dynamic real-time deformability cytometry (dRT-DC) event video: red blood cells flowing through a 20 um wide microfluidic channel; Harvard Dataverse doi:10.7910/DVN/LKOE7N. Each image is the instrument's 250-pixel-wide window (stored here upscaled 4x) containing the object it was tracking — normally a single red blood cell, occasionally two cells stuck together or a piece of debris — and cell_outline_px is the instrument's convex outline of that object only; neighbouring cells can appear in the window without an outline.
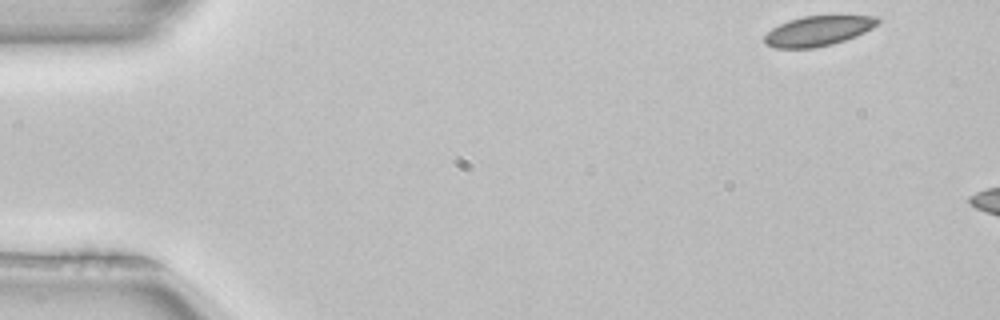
{"species": "common noctule bat (a hibernating species)", "species_latin": "Nyctalus noctula", "temperature_condition": "room temperature", "stored_images_in_passage": 6, "camera_frame_rate_fps": 3000, "um_per_image_px": 0.085, "animal": {"sex": "female", "body_mass_g": 22.7, "forearm_length_mm": 54.2}, "frame": {"image": 1, "passage_image": 1, "time_ms": 0.0, "image_size_px": [1000, 320], "cell_outline_px": [[880, 24], [856, 36], [832, 44], [816, 48], [776, 48], [764, 44], [764, 36], [772, 28], [788, 20], [804, 16], [880, 16]], "centroid_in_image_um": [69.55, 2.63], "position_along_channel_um": 15.5, "area_um2": 19.83}}